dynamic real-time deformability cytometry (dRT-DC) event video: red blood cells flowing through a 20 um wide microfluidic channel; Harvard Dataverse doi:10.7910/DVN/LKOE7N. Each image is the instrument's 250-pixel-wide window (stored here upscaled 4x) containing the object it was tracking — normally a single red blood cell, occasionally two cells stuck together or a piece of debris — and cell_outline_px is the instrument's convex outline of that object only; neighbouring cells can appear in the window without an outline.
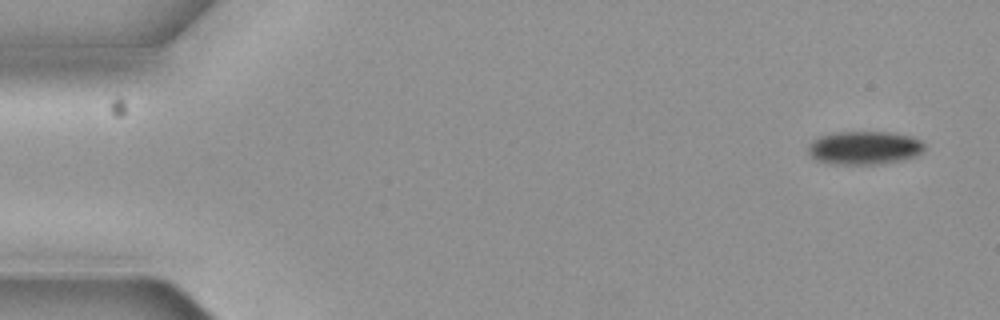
{"species": "common noctule bat (a hibernating species)", "species_latin": "Nyctalus noctula", "temperature_condition": "cold", "stored_images_in_passage": 4, "camera_frame_rate_fps": 3000, "um_per_image_px": 0.085, "animal": {"sex": "female", "body_mass_g": 19.3, "forearm_length_mm": 54.1}, "frame": {"image": 1, "passage_image": 1, "time_ms": 0.0, "image_size_px": [1000, 320], "cell_outline_px": [[924, 152], [916, 156], [904, 160], [876, 164], [828, 164], [816, 160], [808, 152], [808, 144], [812, 140], [820, 136], [836, 132], [888, 132], [912, 136], [920, 140], [924, 144]], "centroid_in_image_um": [73.47, 12.57], "position_along_channel_um": 11.5, "area_um2": 22.83}}
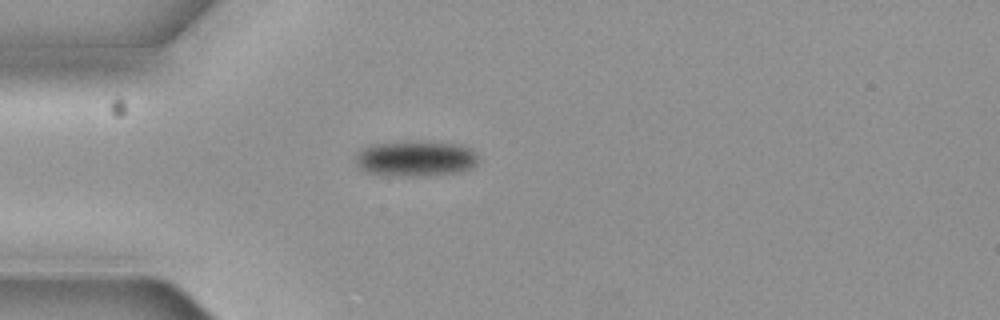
{"frame": {"image": 2, "passage_image": 4, "time_ms": 1.0, "image_size_px": [1000, 320], "cell_outline_px": [[480, 160], [472, 168], [460, 172], [428, 176], [400, 176], [364, 172], [356, 164], [356, 156], [364, 148], [372, 144], [420, 140], [460, 144], [476, 152]], "centroid_in_image_um": [35.38, 13.47], "position_along_channel_um": 49.6, "area_um2": 25.89}}